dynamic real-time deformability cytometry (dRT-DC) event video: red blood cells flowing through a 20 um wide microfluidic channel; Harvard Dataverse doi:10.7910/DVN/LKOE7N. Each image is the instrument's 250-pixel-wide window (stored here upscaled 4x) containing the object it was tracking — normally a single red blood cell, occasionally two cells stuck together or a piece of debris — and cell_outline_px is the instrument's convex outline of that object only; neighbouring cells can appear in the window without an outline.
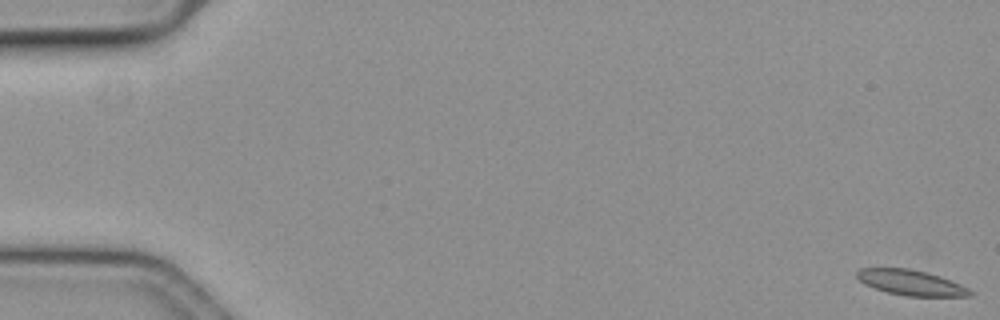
{"species": "common noctule bat (a hibernating species)", "species_latin": "Nyctalus noctula", "temperature_condition": "cold", "stored_images_in_passage": 60, "camera_frame_rate_fps": 3000, "um_per_image_px": 0.085, "animal": {"sex": "female", "body_mass_g": 19.3, "forearm_length_mm": 54.1}, "frame": {"image": 1, "passage_image": 1, "time_ms": 0.0, "image_size_px": [1000, 320], "cell_outline_px": [[976, 292], [972, 296], [908, 296], [888, 292], [864, 284], [856, 276], [856, 272], [860, 268], [908, 268], [940, 276], [960, 284]], "centroid_in_image_um": [77.46, 24.02], "position_along_channel_um": 7.5, "area_um2": 16.59}}
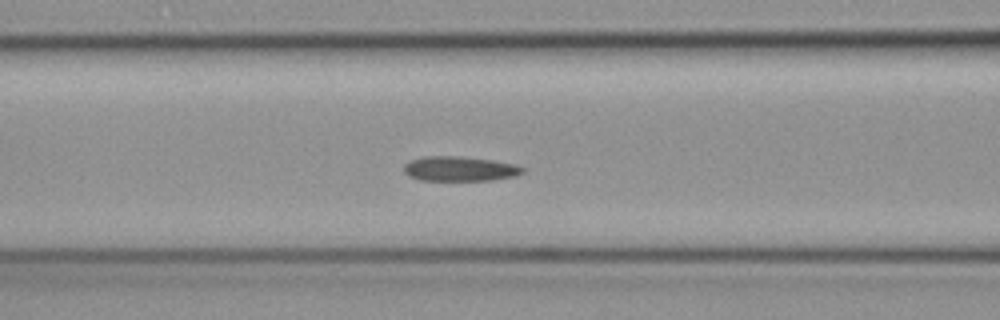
{"frame": {"image": 2, "passage_image": 25, "time_ms": 8.0, "image_size_px": [1000, 320], "cell_outline_px": [[524, 172], [516, 176], [492, 180], [420, 180], [408, 176], [404, 172], [404, 164], [412, 160], [424, 156], [456, 156], [492, 160], [516, 164], [524, 168]], "centroid_in_image_um": [39.08, 14.35], "position_along_channel_um": 127.5, "area_um2": 17.11}}
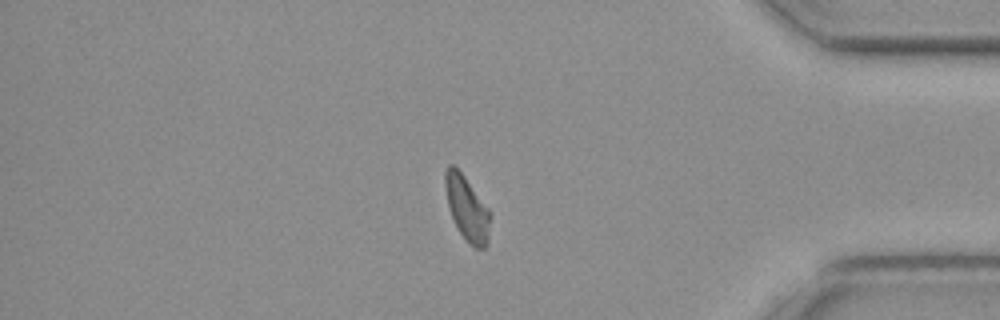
{"frame": {"image": 3, "passage_image": 50, "time_ms": 16.333, "image_size_px": [1000, 320], "cell_outline_px": [[488, 244], [484, 248], [476, 248], [460, 232], [452, 216], [448, 204], [444, 188], [444, 172], [448, 164], [452, 164], [464, 176], [488, 208]], "centroid_in_image_um": [39.65, 17.65], "position_along_channel_um": 395.5, "area_um2": 16.24}}